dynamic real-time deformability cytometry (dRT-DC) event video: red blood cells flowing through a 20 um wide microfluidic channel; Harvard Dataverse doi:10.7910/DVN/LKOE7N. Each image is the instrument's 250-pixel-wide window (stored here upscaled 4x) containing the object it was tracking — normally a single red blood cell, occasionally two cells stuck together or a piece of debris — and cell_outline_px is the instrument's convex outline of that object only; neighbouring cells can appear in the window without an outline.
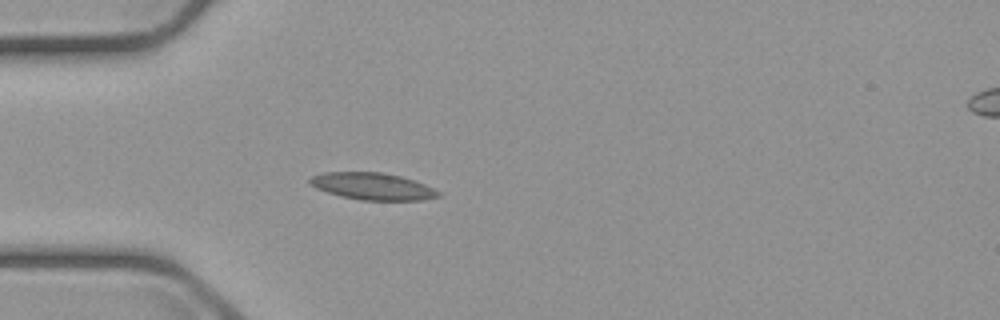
{"species": "common noctule bat (a hibernating species)", "species_latin": "Nyctalus noctula", "temperature_condition": "cold", "stored_images_in_passage": 5, "segment_of_instrument_passage": [1, 2], "camera_frame_rate_fps": 3000, "um_per_image_px": 0.085, "animal": {"sex": "male", "body_mass_g": 23.1, "forearm_length_mm": 52.7}, "frame": {"image": 1, "passage_image": 4, "time_ms": 4.0, "image_size_px": [1000, 320], "cell_outline_px": [[440, 196], [424, 200], [360, 200], [340, 196], [316, 188], [308, 184], [308, 180], [312, 176], [324, 172], [384, 172], [400, 176], [424, 184], [440, 192]], "centroid_in_image_um": [31.63, 15.83], "position_along_channel_um": 53.4, "area_um2": 20.17}}